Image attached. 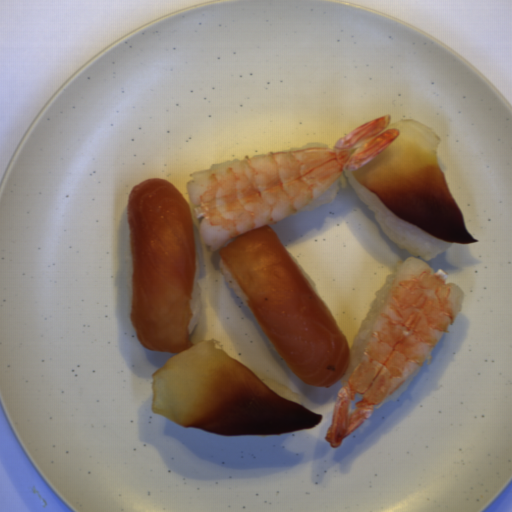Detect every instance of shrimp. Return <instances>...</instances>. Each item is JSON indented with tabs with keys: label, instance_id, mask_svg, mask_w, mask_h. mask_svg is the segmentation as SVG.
I'll return each instance as SVG.
<instances>
[{
	"label": "shrimp",
	"instance_id": "obj_2",
	"mask_svg": "<svg viewBox=\"0 0 512 512\" xmlns=\"http://www.w3.org/2000/svg\"><path fill=\"white\" fill-rule=\"evenodd\" d=\"M445 271L408 257L385 300L360 362L339 388L325 440L332 448L369 419L433 353L454 325L463 290Z\"/></svg>",
	"mask_w": 512,
	"mask_h": 512
},
{
	"label": "shrimp",
	"instance_id": "obj_1",
	"mask_svg": "<svg viewBox=\"0 0 512 512\" xmlns=\"http://www.w3.org/2000/svg\"><path fill=\"white\" fill-rule=\"evenodd\" d=\"M392 115L370 120L332 147L316 146L210 165L190 173L186 188L201 220L199 236L214 252L235 236L292 216L346 172L384 152L400 135Z\"/></svg>",
	"mask_w": 512,
	"mask_h": 512
}]
</instances>
